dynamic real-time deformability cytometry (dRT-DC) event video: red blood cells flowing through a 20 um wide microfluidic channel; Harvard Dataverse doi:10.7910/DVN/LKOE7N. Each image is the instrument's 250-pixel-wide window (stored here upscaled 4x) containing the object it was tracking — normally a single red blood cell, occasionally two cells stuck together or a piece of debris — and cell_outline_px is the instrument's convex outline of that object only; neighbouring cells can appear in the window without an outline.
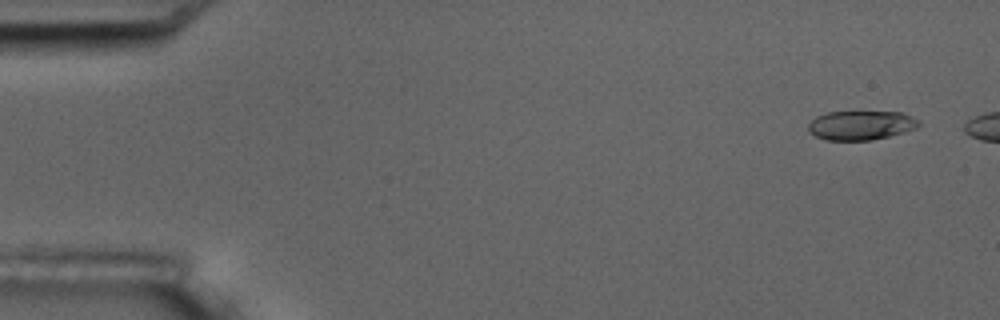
{"species": "common noctule bat (a hibernating species)", "species_latin": "Nyctalus noctula", "temperature_condition": "room temperature", "stored_images_in_passage": 2, "camera_frame_rate_fps": 3000, "um_per_image_px": 0.085, "animal": {"sex": "male", "body_mass_g": 17.5, "forearm_length_mm": 52.3}, "frame": {"image": 1, "passage_image": 1, "time_ms": 0.0, "image_size_px": [1000, 320], "cell_outline_px": [[920, 124], [916, 128], [904, 132], [872, 140], [824, 140], [808, 132], [808, 124], [816, 116], [828, 112], [900, 112], [912, 116], [920, 120]], "centroid_in_image_um": [73.17, 10.65], "position_along_channel_um": 11.8, "area_um2": 18.84}}